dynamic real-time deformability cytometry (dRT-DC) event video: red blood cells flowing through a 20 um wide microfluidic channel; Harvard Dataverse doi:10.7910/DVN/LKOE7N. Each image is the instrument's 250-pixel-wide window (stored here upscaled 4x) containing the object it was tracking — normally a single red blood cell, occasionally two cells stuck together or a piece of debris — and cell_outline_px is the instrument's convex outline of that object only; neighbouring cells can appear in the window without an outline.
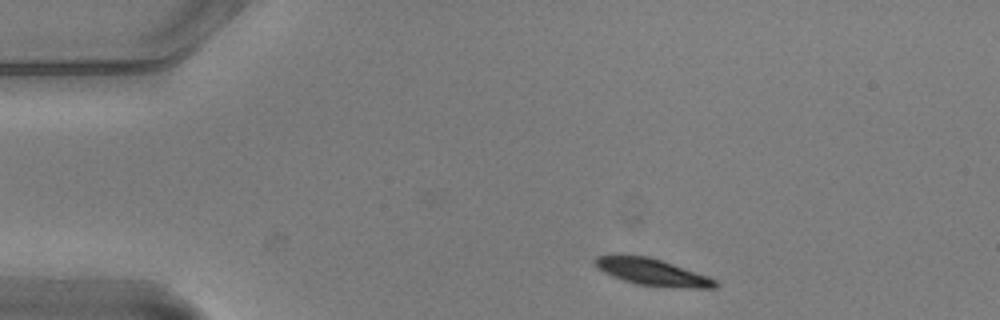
{"species": "common noctule bat (a hibernating species)", "species_latin": "Nyctalus noctula", "temperature_condition": "warm", "stored_images_in_passage": 3, "camera_frame_rate_fps": 3000, "um_per_image_px": 0.085, "animal": {"sex": "male", "body_mass_g": 20.5, "forearm_length_mm": 52.5}, "frame": {"image": 1, "passage_image": 1, "time_ms": 0.0, "image_size_px": [1000, 320], "cell_outline_px": [[720, 284], [716, 288], [688, 288], [636, 284], [612, 276], [604, 272], [592, 260], [596, 256], [648, 256], [708, 276], [716, 280]], "centroid_in_image_um": [55.5, 23.15], "position_along_channel_um": 29.5, "area_um2": 18.26}}